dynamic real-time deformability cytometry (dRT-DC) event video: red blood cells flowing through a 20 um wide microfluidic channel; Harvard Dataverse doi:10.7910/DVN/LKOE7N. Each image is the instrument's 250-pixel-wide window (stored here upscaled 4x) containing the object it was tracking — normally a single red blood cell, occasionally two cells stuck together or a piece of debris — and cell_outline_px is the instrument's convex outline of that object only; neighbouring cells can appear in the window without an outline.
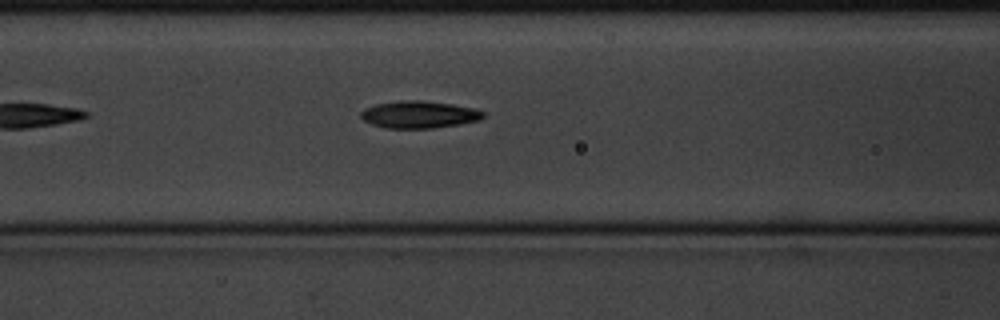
{"species": "common noctule bat (a hibernating species)", "species_latin": "Nyctalus noctula", "temperature_condition": "cold", "stored_images_in_passage": 3, "camera_frame_rate_fps": 3000, "um_per_image_px": 0.085, "animal": {"sex": "male", "body_mass_g": 20.1, "forearm_length_mm": 53.5}, "frame": {"image": 1, "passage_image": 3, "time_ms": 0.667, "image_size_px": [1000, 320], "cell_outline_px": [[484, 116], [480, 120], [460, 124], [432, 128], [384, 128], [372, 124], [364, 120], [360, 116], [360, 112], [364, 108], [376, 104], [400, 100], [420, 100], [452, 104], [472, 108], [484, 112]], "centroid_in_image_um": [35.59, 9.73], "position_along_channel_um": 131.0, "area_um2": 19.36}}